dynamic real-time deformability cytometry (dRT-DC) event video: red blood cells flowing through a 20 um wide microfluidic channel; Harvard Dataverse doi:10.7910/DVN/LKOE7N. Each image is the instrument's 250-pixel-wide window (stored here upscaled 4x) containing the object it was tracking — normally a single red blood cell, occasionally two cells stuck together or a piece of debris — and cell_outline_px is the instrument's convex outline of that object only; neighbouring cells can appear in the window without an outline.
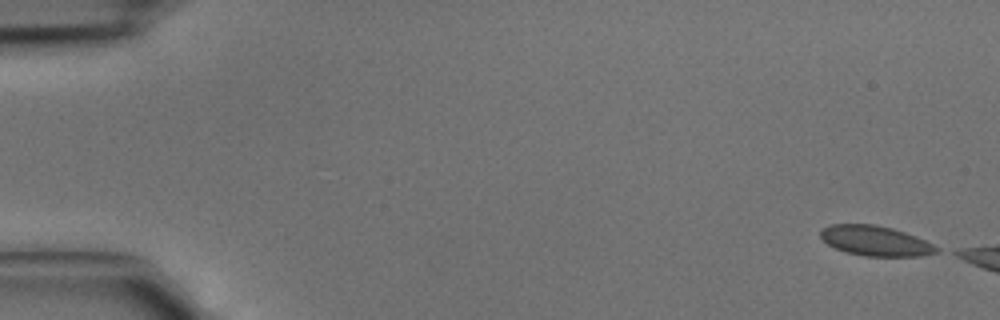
{"species": "common noctule bat (a hibernating species)", "species_latin": "Nyctalus noctula", "temperature_condition": "cold", "stored_images_in_passage": 6, "camera_frame_rate_fps": 3000, "um_per_image_px": 0.085, "animal": {"sex": "male", "body_mass_g": 15.6}, "frame": {"image": 1, "passage_image": 1, "time_ms": 0.0, "image_size_px": [1000, 320], "cell_outline_px": [[940, 252], [920, 256], [864, 256], [848, 252], [836, 248], [828, 244], [820, 236], [820, 232], [824, 228], [832, 224], [876, 224], [892, 228], [916, 236], [940, 248]], "centroid_in_image_um": [74.44, 20.47], "position_along_channel_um": 10.6, "area_um2": 20.17}}
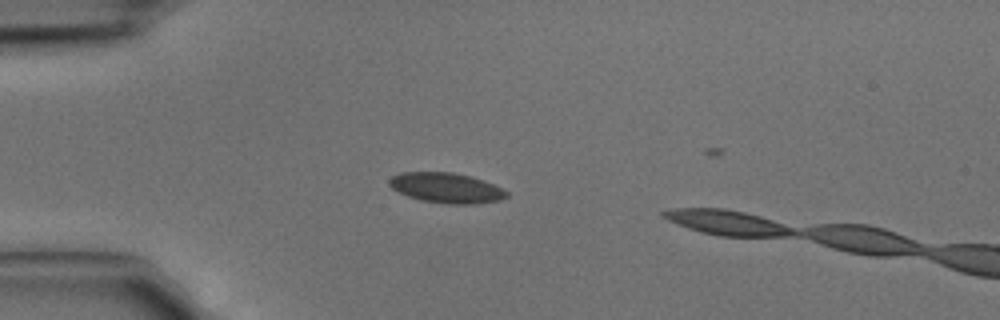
{"frame": {"image": 2, "passage_image": 4, "time_ms": 1.0, "image_size_px": [1000, 320], "cell_outline_px": [[508, 196], [500, 200], [476, 204], [448, 204], [420, 200], [408, 196], [392, 188], [388, 184], [388, 180], [392, 176], [400, 172], [452, 172], [472, 176], [484, 180], [508, 192]], "centroid_in_image_um": [37.93, 15.96], "position_along_channel_um": 47.1, "area_um2": 20.69}}